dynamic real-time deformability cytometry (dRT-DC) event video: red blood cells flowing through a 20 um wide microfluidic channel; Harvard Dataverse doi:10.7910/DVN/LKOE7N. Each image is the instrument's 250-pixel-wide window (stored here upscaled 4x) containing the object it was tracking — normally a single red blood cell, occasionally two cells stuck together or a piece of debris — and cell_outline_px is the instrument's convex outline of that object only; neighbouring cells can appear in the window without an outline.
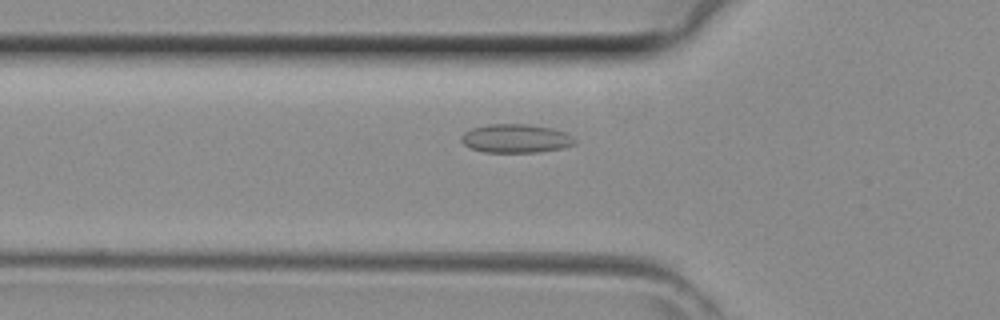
{"species": "common noctule bat (a hibernating species)", "species_latin": "Nyctalus noctula", "temperature_condition": "room temperature", "stored_images_in_passage": 24, "camera_frame_rate_fps": 3000, "um_per_image_px": 0.085, "animal": {"sex": "female", "body_mass_g": 29.2, "forearm_length_mm": 56.3}, "frame": {"image": 1, "passage_image": 4, "time_ms": 1.0, "image_size_px": [1000, 320], "cell_outline_px": [[576, 144], [560, 148], [536, 152], [484, 152], [472, 148], [464, 144], [460, 140], [460, 136], [464, 132], [472, 128], [488, 124], [528, 124], [552, 128], [564, 132], [572, 136], [576, 140]], "centroid_in_image_um": [43.83, 11.76], "position_along_channel_um": 82.0, "area_um2": 18.9}}
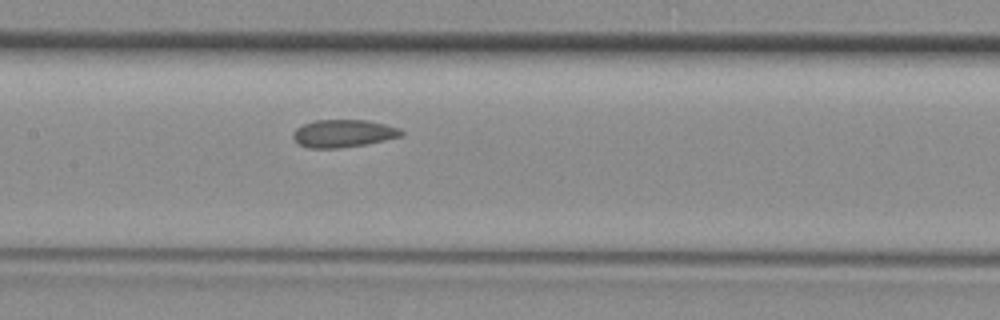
{"frame": {"image": 2, "passage_image": 10, "time_ms": 3.0, "image_size_px": [1000, 320], "cell_outline_px": [[404, 132], [400, 136], [384, 140], [364, 144], [340, 148], [308, 148], [300, 144], [292, 136], [292, 132], [296, 128], [304, 124], [316, 120], [368, 120], [400, 128]], "centroid_in_image_um": [29.16, 11.33], "position_along_channel_um": 178.2, "area_um2": 17.28}}
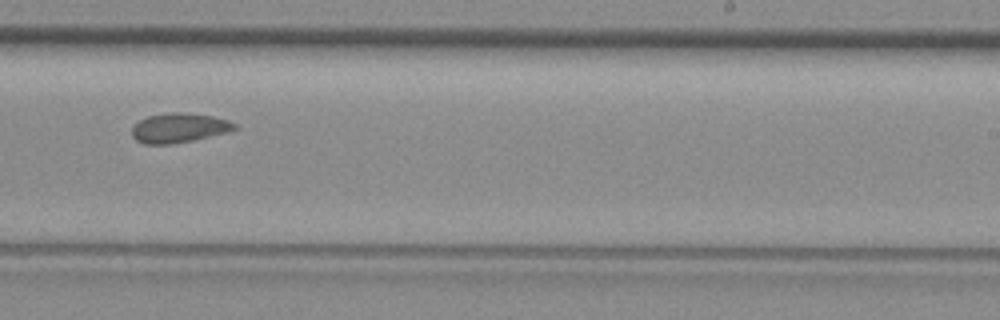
{"frame": {"image": 3, "passage_image": 16, "time_ms": 5.0, "image_size_px": [1000, 320], "cell_outline_px": [[240, 128], [192, 140], [168, 144], [144, 144], [136, 140], [132, 136], [132, 128], [140, 120], [148, 116], [172, 112], [184, 112], [212, 116], [228, 120], [236, 124]], "centroid_in_image_um": [15.2, 10.86], "position_along_channel_um": 273.8, "area_um2": 17.4}}